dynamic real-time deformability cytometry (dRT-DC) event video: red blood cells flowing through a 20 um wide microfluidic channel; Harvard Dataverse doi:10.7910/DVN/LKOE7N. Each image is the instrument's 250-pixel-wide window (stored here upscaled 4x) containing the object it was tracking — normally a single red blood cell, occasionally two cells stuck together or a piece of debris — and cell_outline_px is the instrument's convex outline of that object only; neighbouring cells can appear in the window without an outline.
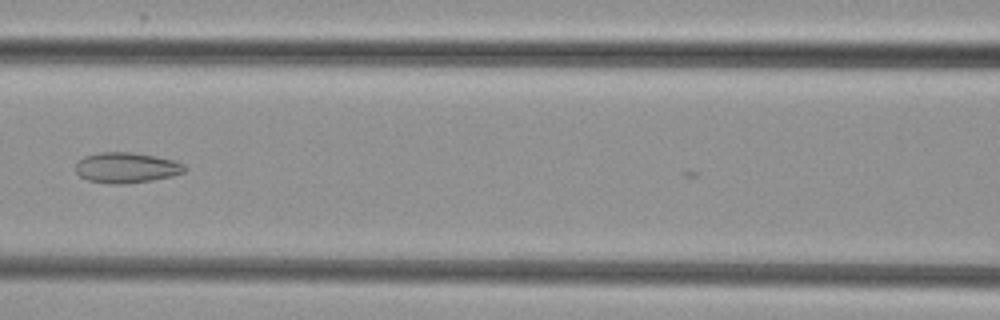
{"species": "common noctule bat (a hibernating species)", "species_latin": "Nyctalus noctula", "temperature_condition": "cold", "stored_images_in_passage": 7, "camera_frame_rate_fps": 3000, "um_per_image_px": 0.085, "animal": {"sex": "female", "body_mass_g": 29.2, "forearm_length_mm": 56.3}, "frame": {"image": 1, "passage_image": 7, "time_ms": 7.0, "image_size_px": [1000, 320], "cell_outline_px": [[188, 168], [184, 172], [172, 176], [152, 180], [128, 184], [112, 184], [88, 180], [80, 176], [76, 172], [76, 164], [84, 156], [100, 152], [132, 152], [156, 156], [172, 160], [184, 164]], "centroid_in_image_um": [10.76, 14.25], "position_along_channel_um": 155.8, "area_um2": 19.42}}